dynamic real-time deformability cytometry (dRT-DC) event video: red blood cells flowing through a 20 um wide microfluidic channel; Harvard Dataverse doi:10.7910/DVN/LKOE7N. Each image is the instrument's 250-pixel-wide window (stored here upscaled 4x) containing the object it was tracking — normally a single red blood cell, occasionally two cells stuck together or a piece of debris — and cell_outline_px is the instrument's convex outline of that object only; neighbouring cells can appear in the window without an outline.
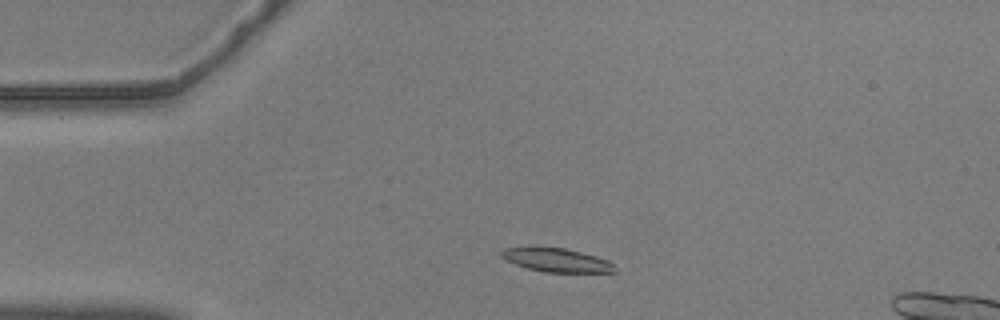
{"species": "common noctule bat (a hibernating species)", "species_latin": "Nyctalus noctula", "temperature_condition": "warm", "stored_images_in_passage": 48, "camera_frame_rate_fps": 3000, "um_per_image_px": 0.085, "animal": {"sex": "male", "body_mass_g": 20.5, "forearm_length_mm": 52.5}, "frame": {"image": 1, "passage_image": 5, "time_ms": 1.333, "image_size_px": [1000, 320], "cell_outline_px": [[616, 272], [544, 272], [528, 268], [516, 264], [500, 256], [500, 252], [504, 248], [564, 248], [596, 256], [608, 260], [616, 268]], "centroid_in_image_um": [47.34, 22.12], "position_along_channel_um": 37.7, "area_um2": 15.2}}
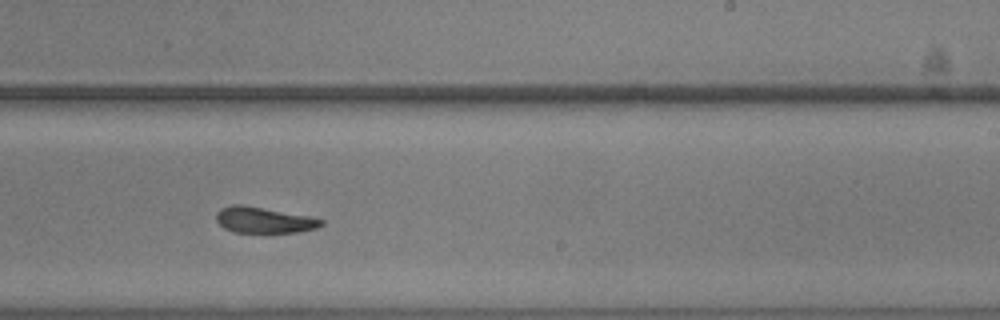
{"frame": {"image": 2, "passage_image": 27, "time_ms": 8.667, "image_size_px": [1000, 320], "cell_outline_px": [[324, 224], [316, 228], [296, 232], [236, 232], [224, 228], [216, 220], [216, 212], [220, 208], [232, 204], [244, 204], [308, 216], [324, 220]], "centroid_in_image_um": [22.4, 18.69], "position_along_channel_um": 266.6, "area_um2": 15.84}}
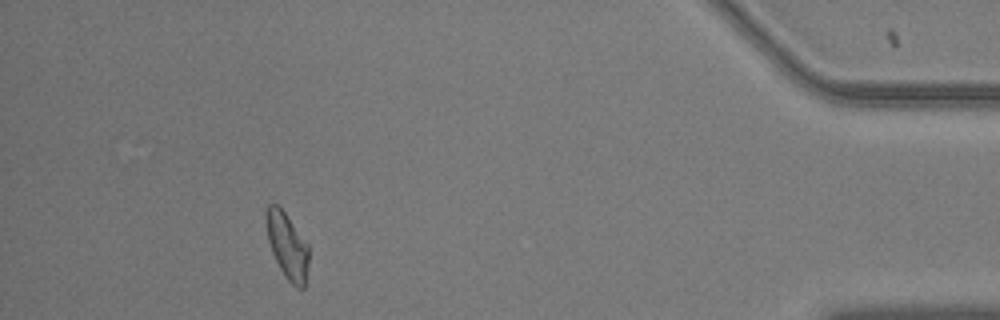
{"frame": {"image": 3, "passage_image": 44, "time_ms": 14.333, "image_size_px": [1000, 320], "cell_outline_px": [[308, 264], [304, 288], [296, 288], [284, 276], [272, 252], [268, 240], [264, 216], [268, 204], [276, 204], [284, 212], [308, 244]], "centroid_in_image_um": [24.4, 20.89], "position_along_channel_um": 410.8, "area_um2": 16.24}}